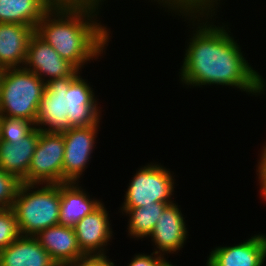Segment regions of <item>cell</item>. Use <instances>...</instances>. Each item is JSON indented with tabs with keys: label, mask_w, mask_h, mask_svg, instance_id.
<instances>
[{
	"label": "cell",
	"mask_w": 266,
	"mask_h": 266,
	"mask_svg": "<svg viewBox=\"0 0 266 266\" xmlns=\"http://www.w3.org/2000/svg\"><path fill=\"white\" fill-rule=\"evenodd\" d=\"M167 8L168 11L171 9L172 12L173 10L178 12L179 16L183 15L185 18L188 16L187 20L190 22L193 20V26L196 25V19L198 22V27H195L197 31L192 33L193 36L188 42L180 69L179 77L181 76L180 81L183 84L193 87L202 85L232 86L253 95H260L266 90L264 89L266 82L243 57L241 47L230 36L232 35L229 34L230 31L225 26L219 27V25L216 26L213 22L209 24L207 21L216 15L215 7ZM200 17L206 18L201 20ZM200 20L204 22L200 23Z\"/></svg>",
	"instance_id": "obj_1"
},
{
	"label": "cell",
	"mask_w": 266,
	"mask_h": 266,
	"mask_svg": "<svg viewBox=\"0 0 266 266\" xmlns=\"http://www.w3.org/2000/svg\"><path fill=\"white\" fill-rule=\"evenodd\" d=\"M99 6L92 2H56L39 21L35 33L82 71L87 61L103 53L110 39L107 27L96 21Z\"/></svg>",
	"instance_id": "obj_2"
},
{
	"label": "cell",
	"mask_w": 266,
	"mask_h": 266,
	"mask_svg": "<svg viewBox=\"0 0 266 266\" xmlns=\"http://www.w3.org/2000/svg\"><path fill=\"white\" fill-rule=\"evenodd\" d=\"M38 185L41 184L21 183L11 208L22 236L36 237L42 230L59 224L61 184H42L41 188Z\"/></svg>",
	"instance_id": "obj_3"
},
{
	"label": "cell",
	"mask_w": 266,
	"mask_h": 266,
	"mask_svg": "<svg viewBox=\"0 0 266 266\" xmlns=\"http://www.w3.org/2000/svg\"><path fill=\"white\" fill-rule=\"evenodd\" d=\"M46 83L24 67L0 70V116L24 118L36 126Z\"/></svg>",
	"instance_id": "obj_4"
},
{
	"label": "cell",
	"mask_w": 266,
	"mask_h": 266,
	"mask_svg": "<svg viewBox=\"0 0 266 266\" xmlns=\"http://www.w3.org/2000/svg\"><path fill=\"white\" fill-rule=\"evenodd\" d=\"M173 175L167 168L151 163L141 167L129 183L125 202L121 209H132L149 205V203H173Z\"/></svg>",
	"instance_id": "obj_5"
},
{
	"label": "cell",
	"mask_w": 266,
	"mask_h": 266,
	"mask_svg": "<svg viewBox=\"0 0 266 266\" xmlns=\"http://www.w3.org/2000/svg\"><path fill=\"white\" fill-rule=\"evenodd\" d=\"M63 133L40 131L28 174L21 183H63Z\"/></svg>",
	"instance_id": "obj_6"
},
{
	"label": "cell",
	"mask_w": 266,
	"mask_h": 266,
	"mask_svg": "<svg viewBox=\"0 0 266 266\" xmlns=\"http://www.w3.org/2000/svg\"><path fill=\"white\" fill-rule=\"evenodd\" d=\"M76 78L64 77L46 82L36 118V127L40 131L62 133L70 129L67 118V91Z\"/></svg>",
	"instance_id": "obj_7"
},
{
	"label": "cell",
	"mask_w": 266,
	"mask_h": 266,
	"mask_svg": "<svg viewBox=\"0 0 266 266\" xmlns=\"http://www.w3.org/2000/svg\"><path fill=\"white\" fill-rule=\"evenodd\" d=\"M99 125L70 128L62 132L64 138L63 183L78 182L85 171Z\"/></svg>",
	"instance_id": "obj_8"
},
{
	"label": "cell",
	"mask_w": 266,
	"mask_h": 266,
	"mask_svg": "<svg viewBox=\"0 0 266 266\" xmlns=\"http://www.w3.org/2000/svg\"><path fill=\"white\" fill-rule=\"evenodd\" d=\"M29 67V68H28ZM24 68L34 72L45 83L58 78L78 77V71L36 33L29 40ZM45 77H49L47 80Z\"/></svg>",
	"instance_id": "obj_9"
},
{
	"label": "cell",
	"mask_w": 266,
	"mask_h": 266,
	"mask_svg": "<svg viewBox=\"0 0 266 266\" xmlns=\"http://www.w3.org/2000/svg\"><path fill=\"white\" fill-rule=\"evenodd\" d=\"M108 212L103 203L74 226L77 242L87 256H106L105 247L112 237Z\"/></svg>",
	"instance_id": "obj_10"
},
{
	"label": "cell",
	"mask_w": 266,
	"mask_h": 266,
	"mask_svg": "<svg viewBox=\"0 0 266 266\" xmlns=\"http://www.w3.org/2000/svg\"><path fill=\"white\" fill-rule=\"evenodd\" d=\"M266 259V236L254 235L235 246L216 247L206 266H262Z\"/></svg>",
	"instance_id": "obj_11"
},
{
	"label": "cell",
	"mask_w": 266,
	"mask_h": 266,
	"mask_svg": "<svg viewBox=\"0 0 266 266\" xmlns=\"http://www.w3.org/2000/svg\"><path fill=\"white\" fill-rule=\"evenodd\" d=\"M178 205L174 202L168 204L149 237L152 238L157 249L156 254L164 256L165 253H174L183 248L187 237V227Z\"/></svg>",
	"instance_id": "obj_12"
},
{
	"label": "cell",
	"mask_w": 266,
	"mask_h": 266,
	"mask_svg": "<svg viewBox=\"0 0 266 266\" xmlns=\"http://www.w3.org/2000/svg\"><path fill=\"white\" fill-rule=\"evenodd\" d=\"M92 87L79 75L67 91V112L70 128L87 127L100 123L101 111Z\"/></svg>",
	"instance_id": "obj_13"
},
{
	"label": "cell",
	"mask_w": 266,
	"mask_h": 266,
	"mask_svg": "<svg viewBox=\"0 0 266 266\" xmlns=\"http://www.w3.org/2000/svg\"><path fill=\"white\" fill-rule=\"evenodd\" d=\"M35 29L28 25L0 23V70L23 67L28 43Z\"/></svg>",
	"instance_id": "obj_14"
},
{
	"label": "cell",
	"mask_w": 266,
	"mask_h": 266,
	"mask_svg": "<svg viewBox=\"0 0 266 266\" xmlns=\"http://www.w3.org/2000/svg\"><path fill=\"white\" fill-rule=\"evenodd\" d=\"M36 238L57 265H65L86 255L81 251L74 228L55 225L42 230Z\"/></svg>",
	"instance_id": "obj_15"
},
{
	"label": "cell",
	"mask_w": 266,
	"mask_h": 266,
	"mask_svg": "<svg viewBox=\"0 0 266 266\" xmlns=\"http://www.w3.org/2000/svg\"><path fill=\"white\" fill-rule=\"evenodd\" d=\"M39 135L40 130L36 127L19 141H0V168L22 182L28 174Z\"/></svg>",
	"instance_id": "obj_16"
},
{
	"label": "cell",
	"mask_w": 266,
	"mask_h": 266,
	"mask_svg": "<svg viewBox=\"0 0 266 266\" xmlns=\"http://www.w3.org/2000/svg\"><path fill=\"white\" fill-rule=\"evenodd\" d=\"M0 266H57V263L36 237L20 235L0 251Z\"/></svg>",
	"instance_id": "obj_17"
},
{
	"label": "cell",
	"mask_w": 266,
	"mask_h": 266,
	"mask_svg": "<svg viewBox=\"0 0 266 266\" xmlns=\"http://www.w3.org/2000/svg\"><path fill=\"white\" fill-rule=\"evenodd\" d=\"M85 192L78 182L61 183L59 224L73 227L102 203Z\"/></svg>",
	"instance_id": "obj_18"
},
{
	"label": "cell",
	"mask_w": 266,
	"mask_h": 266,
	"mask_svg": "<svg viewBox=\"0 0 266 266\" xmlns=\"http://www.w3.org/2000/svg\"><path fill=\"white\" fill-rule=\"evenodd\" d=\"M55 0H0V23L28 25L36 29Z\"/></svg>",
	"instance_id": "obj_19"
},
{
	"label": "cell",
	"mask_w": 266,
	"mask_h": 266,
	"mask_svg": "<svg viewBox=\"0 0 266 266\" xmlns=\"http://www.w3.org/2000/svg\"><path fill=\"white\" fill-rule=\"evenodd\" d=\"M168 204L171 203L156 202L143 207L121 209L122 213L129 214L128 235L138 239L150 236L159 216Z\"/></svg>",
	"instance_id": "obj_20"
},
{
	"label": "cell",
	"mask_w": 266,
	"mask_h": 266,
	"mask_svg": "<svg viewBox=\"0 0 266 266\" xmlns=\"http://www.w3.org/2000/svg\"><path fill=\"white\" fill-rule=\"evenodd\" d=\"M35 128V124L30 120L0 116V141H19L29 135Z\"/></svg>",
	"instance_id": "obj_21"
},
{
	"label": "cell",
	"mask_w": 266,
	"mask_h": 266,
	"mask_svg": "<svg viewBox=\"0 0 266 266\" xmlns=\"http://www.w3.org/2000/svg\"><path fill=\"white\" fill-rule=\"evenodd\" d=\"M17 219L11 208L0 209V251L20 236Z\"/></svg>",
	"instance_id": "obj_22"
},
{
	"label": "cell",
	"mask_w": 266,
	"mask_h": 266,
	"mask_svg": "<svg viewBox=\"0 0 266 266\" xmlns=\"http://www.w3.org/2000/svg\"><path fill=\"white\" fill-rule=\"evenodd\" d=\"M21 181L0 168V209L12 208Z\"/></svg>",
	"instance_id": "obj_23"
},
{
	"label": "cell",
	"mask_w": 266,
	"mask_h": 266,
	"mask_svg": "<svg viewBox=\"0 0 266 266\" xmlns=\"http://www.w3.org/2000/svg\"><path fill=\"white\" fill-rule=\"evenodd\" d=\"M164 7H216L220 0H154ZM219 1V2H218Z\"/></svg>",
	"instance_id": "obj_24"
},
{
	"label": "cell",
	"mask_w": 266,
	"mask_h": 266,
	"mask_svg": "<svg viewBox=\"0 0 266 266\" xmlns=\"http://www.w3.org/2000/svg\"><path fill=\"white\" fill-rule=\"evenodd\" d=\"M164 257L155 252L151 255L136 254L128 266H165L168 261Z\"/></svg>",
	"instance_id": "obj_25"
},
{
	"label": "cell",
	"mask_w": 266,
	"mask_h": 266,
	"mask_svg": "<svg viewBox=\"0 0 266 266\" xmlns=\"http://www.w3.org/2000/svg\"><path fill=\"white\" fill-rule=\"evenodd\" d=\"M66 266H114V262L107 256H85L73 262L65 264Z\"/></svg>",
	"instance_id": "obj_26"
},
{
	"label": "cell",
	"mask_w": 266,
	"mask_h": 266,
	"mask_svg": "<svg viewBox=\"0 0 266 266\" xmlns=\"http://www.w3.org/2000/svg\"><path fill=\"white\" fill-rule=\"evenodd\" d=\"M261 156L258 162L257 175L260 183L261 196L266 201V145L263 146Z\"/></svg>",
	"instance_id": "obj_27"
},
{
	"label": "cell",
	"mask_w": 266,
	"mask_h": 266,
	"mask_svg": "<svg viewBox=\"0 0 266 266\" xmlns=\"http://www.w3.org/2000/svg\"><path fill=\"white\" fill-rule=\"evenodd\" d=\"M56 2H92L100 4L103 0H55Z\"/></svg>",
	"instance_id": "obj_28"
},
{
	"label": "cell",
	"mask_w": 266,
	"mask_h": 266,
	"mask_svg": "<svg viewBox=\"0 0 266 266\" xmlns=\"http://www.w3.org/2000/svg\"><path fill=\"white\" fill-rule=\"evenodd\" d=\"M165 266H174V265H172L171 262H169V260H168V262L165 264Z\"/></svg>",
	"instance_id": "obj_29"
}]
</instances>
